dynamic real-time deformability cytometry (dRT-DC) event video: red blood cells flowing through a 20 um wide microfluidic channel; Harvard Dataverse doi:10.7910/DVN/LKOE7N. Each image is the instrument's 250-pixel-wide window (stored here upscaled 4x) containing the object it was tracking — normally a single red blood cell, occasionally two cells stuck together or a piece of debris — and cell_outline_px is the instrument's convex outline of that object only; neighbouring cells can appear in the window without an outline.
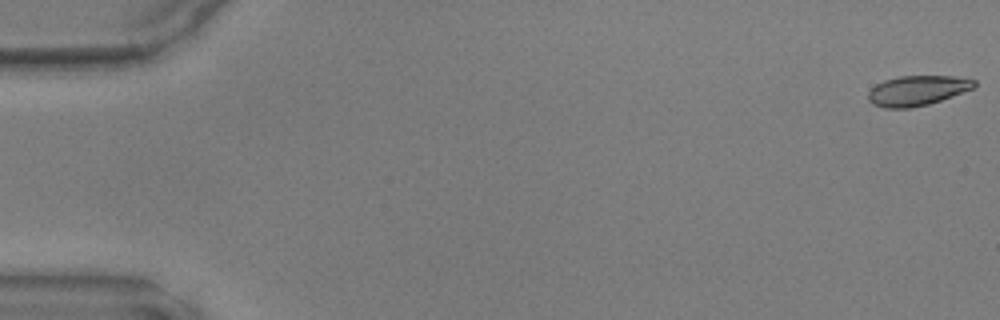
{"species": "common noctule bat (a hibernating species)", "species_latin": "Nyctalus noctula", "temperature_condition": "warm", "stored_images_in_passage": 10, "camera_frame_rate_fps": 3000, "um_per_image_px": 0.085, "animal": {"sex": "male", "body_mass_g": 17.9, "forearm_length_mm": 54.2}, "frame": {"image": 1, "passage_image": 1, "time_ms": 0.0, "image_size_px": [1000, 320], "cell_outline_px": [[976, 84], [972, 88], [952, 96], [928, 104], [912, 108], [884, 108], [872, 104], [868, 100], [868, 92], [876, 84], [884, 80], [900, 76], [952, 76], [976, 80]], "centroid_in_image_um": [77.92, 7.7], "position_along_channel_um": 7.1, "area_um2": 18.44}}